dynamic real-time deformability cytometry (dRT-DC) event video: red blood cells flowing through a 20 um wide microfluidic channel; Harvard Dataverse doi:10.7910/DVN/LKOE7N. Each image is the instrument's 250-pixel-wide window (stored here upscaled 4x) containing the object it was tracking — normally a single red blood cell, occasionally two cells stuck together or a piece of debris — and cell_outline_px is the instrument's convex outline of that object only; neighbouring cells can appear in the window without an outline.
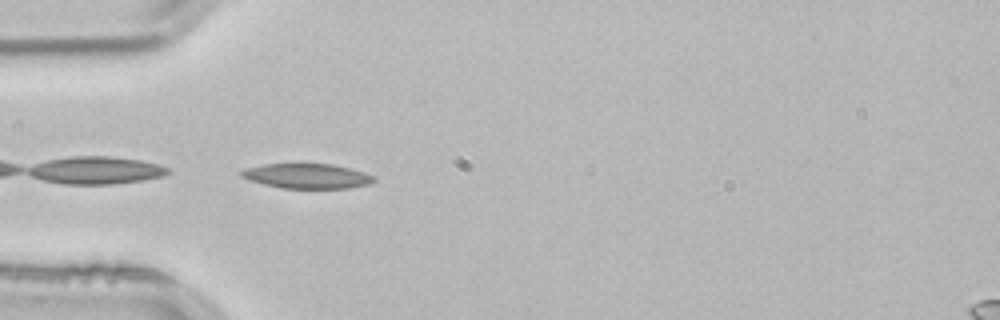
{"species": "common noctule bat (a hibernating species)", "species_latin": "Nyctalus noctula", "temperature_condition": "room temperature", "stored_images_in_passage": 8, "camera_frame_rate_fps": 3000, "um_per_image_px": 0.085, "animal": {"sex": "male", "body_mass_g": 21.5, "forearm_length_mm": 52.0}, "frame": {"image": 1, "passage_image": 1, "time_ms": 0.0, "image_size_px": [1000, 320], "cell_outline_px": [[376, 180], [368, 184], [348, 188], [280, 188], [248, 180], [240, 176], [236, 172], [244, 168], [264, 164], [332, 164], [364, 172], [376, 176]], "centroid_in_image_um": [26.04, 14.96], "position_along_channel_um": 59.0, "area_um2": 19.31}}